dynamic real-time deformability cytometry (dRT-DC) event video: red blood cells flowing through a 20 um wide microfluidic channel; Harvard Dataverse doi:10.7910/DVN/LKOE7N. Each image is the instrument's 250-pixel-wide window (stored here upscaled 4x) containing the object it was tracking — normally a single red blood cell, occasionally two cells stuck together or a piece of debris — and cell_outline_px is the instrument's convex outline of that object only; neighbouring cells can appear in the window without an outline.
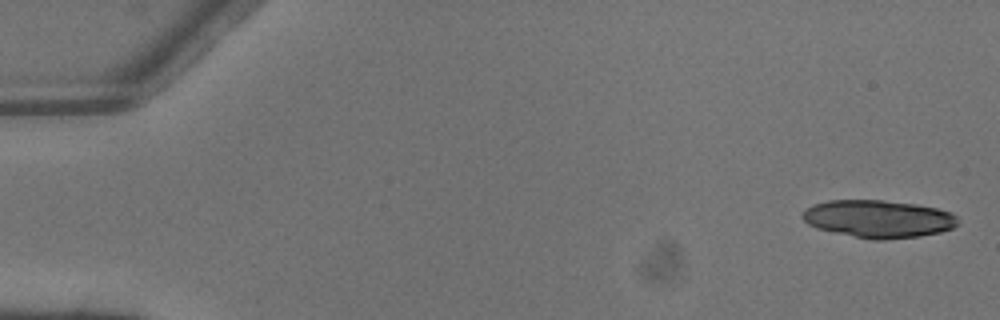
{"species": "common noctule bat (a hibernating species)", "species_latin": "Nyctalus noctula", "temperature_condition": "warm", "stored_images_in_passage": 5, "camera_frame_rate_fps": 3000, "um_per_image_px": 0.085, "animal": {"sex": "male", "body_mass_g": 13.3}, "frame": {"image": 1, "passage_image": 1, "time_ms": 0.0, "image_size_px": [1000, 320], "cell_outline_px": [[960, 224], [952, 228], [940, 232], [920, 236], [884, 240], [872, 240], [816, 228], [808, 224], [800, 216], [804, 208], [812, 204], [828, 200], [884, 200], [916, 204], [936, 208], [952, 212], [956, 216]], "centroid_in_image_um": [74.65, 18.6], "position_along_channel_um": 10.3, "area_um2": 34.39}}